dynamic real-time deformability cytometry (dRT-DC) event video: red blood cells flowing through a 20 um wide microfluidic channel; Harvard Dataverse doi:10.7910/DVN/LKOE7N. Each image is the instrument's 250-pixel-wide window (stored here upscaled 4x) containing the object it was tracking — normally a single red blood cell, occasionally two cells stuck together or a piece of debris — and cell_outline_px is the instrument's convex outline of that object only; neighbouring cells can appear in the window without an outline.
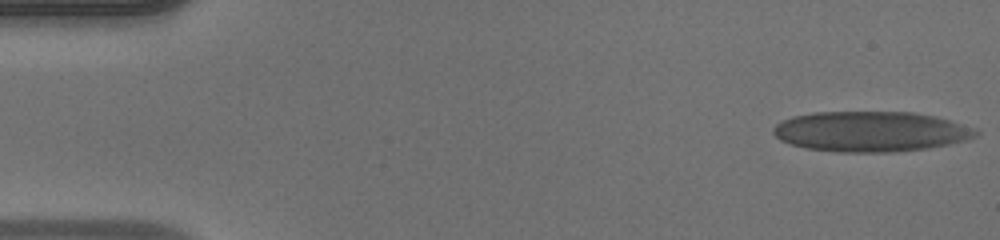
{"species": "human", "species_latin": "Homo sapiens", "temperature_condition": "warm", "stored_images_in_passage": 49, "camera_frame_rate_fps": 3000, "um_per_image_px": 0.085, "donor": {"sex": "male"}, "frame": {"image": 1, "passage_image": 1, "time_ms": 0.0, "image_size_px": [1000, 240], "cell_outline_px": [[980, 132], [976, 136], [964, 140], [948, 144], [924, 148], [888, 152], [836, 152], [808, 148], [792, 144], [780, 140], [772, 132], [772, 128], [776, 124], [792, 116], [816, 112], [912, 112], [936, 116], [972, 128]], "centroid_in_image_um": [73.96, 11.17], "position_along_channel_um": 11.0, "area_um2": 47.11}}
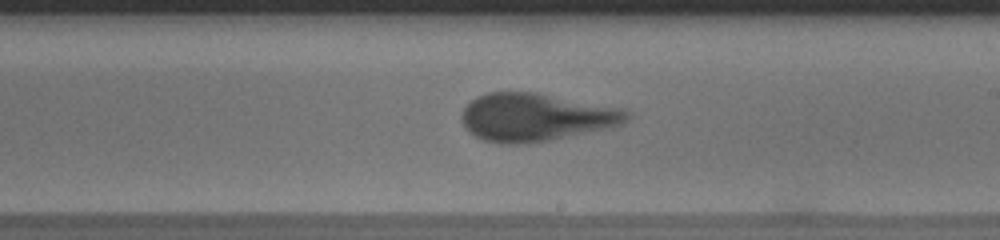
{"frame": {"image": 2, "passage_image": 28, "time_ms": 9.0, "image_size_px": [1000, 240], "cell_outline_px": [[632, 116], [624, 124], [612, 128], [548, 140], [520, 144], [500, 144], [484, 140], [468, 132], [460, 120], [460, 116], [464, 108], [476, 96], [488, 92], [536, 92], [624, 108]], "centroid_in_image_um": [45.57, 9.96], "position_along_channel_um": 243.4, "area_um2": 46.59}}
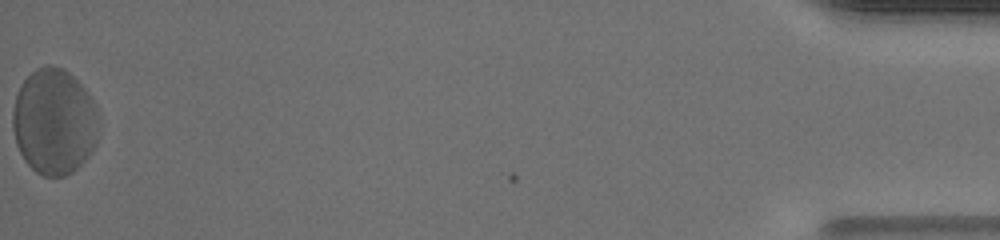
{"frame": {"image": 3, "passage_image": 49, "time_ms": 16.0, "image_size_px": [1000, 240], "cell_outline_px": [[100, 124], [96, 144], [88, 156], [72, 172], [64, 176], [44, 176], [36, 172], [24, 160], [16, 144], [12, 128], [12, 112], [16, 96], [24, 80], [36, 68], [44, 64], [48, 64], [64, 68], [92, 96], [96, 104], [100, 116]], "centroid_in_image_um": [4.63, 10.33], "position_along_channel_um": 430.6, "area_um2": 53.7}, "authors_computed_cell_mechanics": {"area_um2": 46.0088, "velocity_mm_per_s": 4.0807, "shape_relaxation_time_tau1_ms": 3.9797, "shape_relaxation_time_tau2_ms": 0.6597, "deformation_change_tau1": 0.1755, "deformation_change_tau2": 0.0784}}